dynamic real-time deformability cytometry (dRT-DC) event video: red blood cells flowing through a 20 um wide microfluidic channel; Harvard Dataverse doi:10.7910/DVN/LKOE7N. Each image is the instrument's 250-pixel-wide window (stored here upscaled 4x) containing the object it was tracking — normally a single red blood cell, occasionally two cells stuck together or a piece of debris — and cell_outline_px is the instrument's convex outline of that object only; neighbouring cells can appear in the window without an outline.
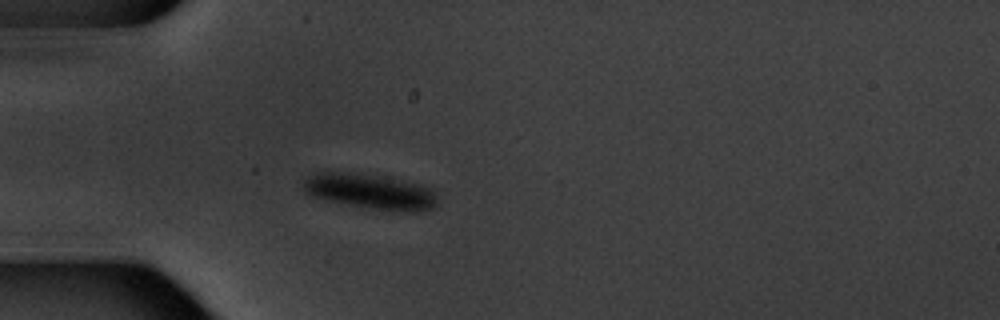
{"species": "common noctule bat (a hibernating species)", "species_latin": "Nyctalus noctula", "temperature_condition": "warm", "stored_images_in_passage": 6, "camera_frame_rate_fps": 3000, "um_per_image_px": 0.085, "animal": {"sex": "male", "body_mass_g": 20.1, "forearm_length_mm": 53.5}, "frame": {"image": 1, "passage_image": 6, "time_ms": 5.667, "image_size_px": [1000, 320], "cell_outline_px": [[436, 204], [432, 208], [424, 212], [400, 212], [348, 204], [328, 200], [312, 196], [304, 192], [300, 188], [304, 180], [308, 176], [316, 172], [360, 172], [384, 176], [424, 184], [432, 188], [436, 192]], "centroid_in_image_um": [31.51, 16.25], "position_along_channel_um": 53.5, "area_um2": 28.15}}